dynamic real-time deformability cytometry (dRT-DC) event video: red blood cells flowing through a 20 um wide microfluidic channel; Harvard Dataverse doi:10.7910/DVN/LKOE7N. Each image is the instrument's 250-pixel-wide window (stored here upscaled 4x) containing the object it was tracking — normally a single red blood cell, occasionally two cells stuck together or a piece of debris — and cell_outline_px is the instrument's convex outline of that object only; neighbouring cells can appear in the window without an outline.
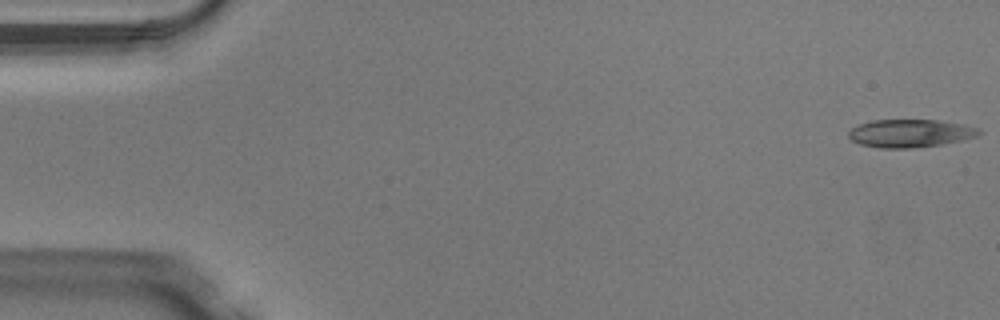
{"species": "Egyptian fruit bat (a non-hibernating species)", "species_latin": "Rousettus aegyptiacus", "temperature_condition": "warm", "stored_images_in_passage": 49, "camera_frame_rate_fps": 3000, "um_per_image_px": 0.085, "animal": {"sex": "male"}, "frame": {"image": 1, "passage_image": 1, "time_ms": 0.0, "image_size_px": [1000, 320], "cell_outline_px": [[984, 132], [976, 136], [960, 140], [940, 144], [912, 148], [880, 148], [860, 144], [852, 140], [848, 136], [848, 132], [852, 128], [860, 124], [872, 120], [936, 120], [964, 124], [980, 128]], "centroid_in_image_um": [77.38, 11.32], "position_along_channel_um": 7.6, "area_um2": 21.15}}
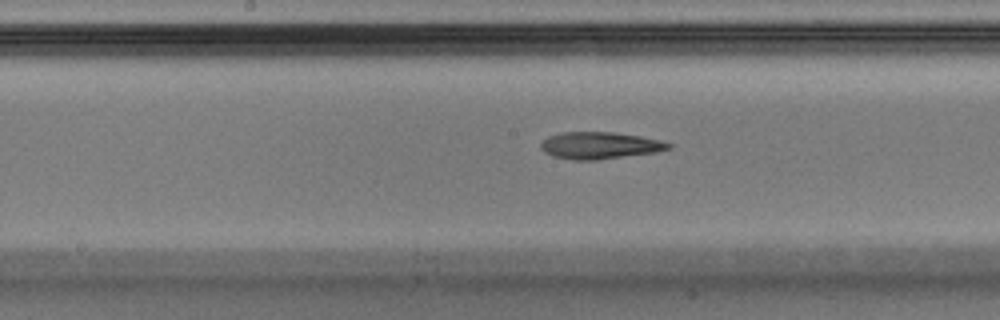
{"frame": {"image": 2, "passage_image": 25, "time_ms": 8.0, "image_size_px": [1000, 320], "cell_outline_px": [[672, 148], [656, 152], [596, 160], [572, 160], [552, 156], [544, 152], [540, 148], [540, 144], [548, 136], [560, 132], [616, 132], [640, 136], [660, 140], [672, 144]], "centroid_in_image_um": [50.96, 12.36], "position_along_channel_um": 197.2, "area_um2": 20.17}}
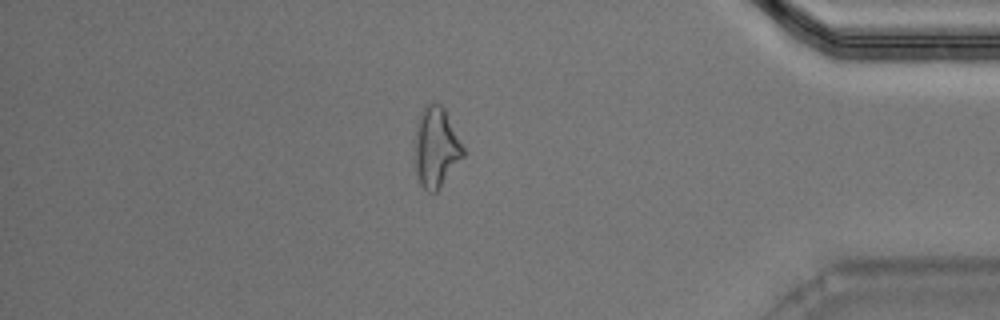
{"frame": {"image": 3, "passage_image": 42, "time_ms": 13.667, "image_size_px": [1000, 320], "cell_outline_px": [[464, 156], [440, 188], [436, 192], [428, 192], [424, 188], [416, 172], [416, 124], [424, 108], [432, 100], [440, 104], [444, 108], [464, 148]], "centroid_in_image_um": [37.09, 12.51], "position_along_channel_um": 398.1, "area_um2": 22.14}}